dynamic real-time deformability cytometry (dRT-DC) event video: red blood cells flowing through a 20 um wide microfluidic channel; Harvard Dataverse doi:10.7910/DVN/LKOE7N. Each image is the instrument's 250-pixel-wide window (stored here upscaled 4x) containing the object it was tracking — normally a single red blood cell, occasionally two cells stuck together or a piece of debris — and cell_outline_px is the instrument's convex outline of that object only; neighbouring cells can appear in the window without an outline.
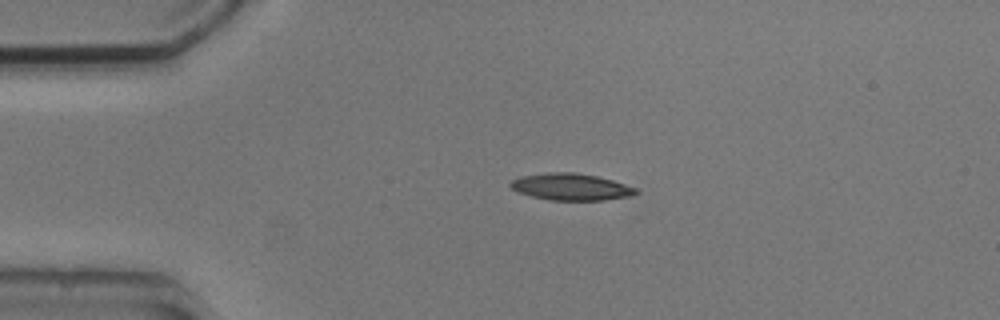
{"species": "common noctule bat (a hibernating species)", "species_latin": "Nyctalus noctula", "temperature_condition": "cold", "stored_images_in_passage": 5, "camera_frame_rate_fps": 3000, "um_per_image_px": 0.085, "animal": {"sex": "male", "body_mass_g": 20.5, "forearm_length_mm": 52.5}, "frame": {"image": 1, "passage_image": 3, "time_ms": 2.667, "image_size_px": [1000, 320], "cell_outline_px": [[640, 192], [628, 196], [604, 200], [548, 200], [532, 196], [520, 192], [512, 188], [508, 184], [512, 180], [520, 176], [548, 172], [576, 172], [596, 176], [612, 180], [636, 188]], "centroid_in_image_um": [48.51, 15.87], "position_along_channel_um": 36.5, "area_um2": 19.48}}
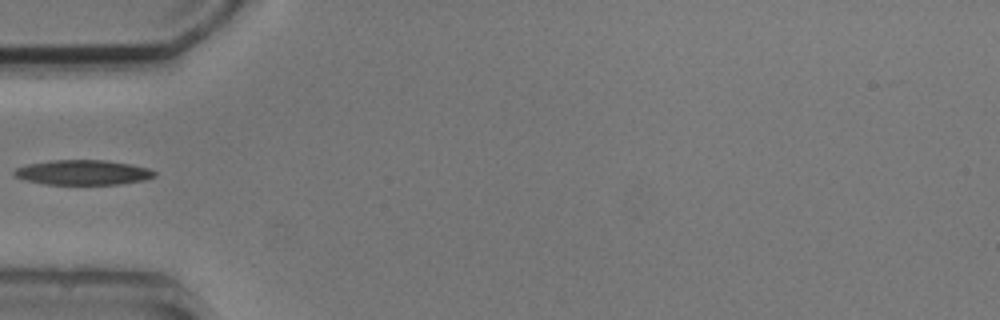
{"frame": {"image": 2, "passage_image": 5, "time_ms": 4.667, "image_size_px": [1000, 320], "cell_outline_px": [[156, 176], [144, 180], [120, 184], [44, 184], [24, 180], [16, 176], [12, 172], [16, 168], [28, 164], [52, 160], [104, 160], [128, 164], [148, 168], [156, 172]], "centroid_in_image_um": [7.04, 14.66], "position_along_channel_um": 78.0, "area_um2": 20.23}}